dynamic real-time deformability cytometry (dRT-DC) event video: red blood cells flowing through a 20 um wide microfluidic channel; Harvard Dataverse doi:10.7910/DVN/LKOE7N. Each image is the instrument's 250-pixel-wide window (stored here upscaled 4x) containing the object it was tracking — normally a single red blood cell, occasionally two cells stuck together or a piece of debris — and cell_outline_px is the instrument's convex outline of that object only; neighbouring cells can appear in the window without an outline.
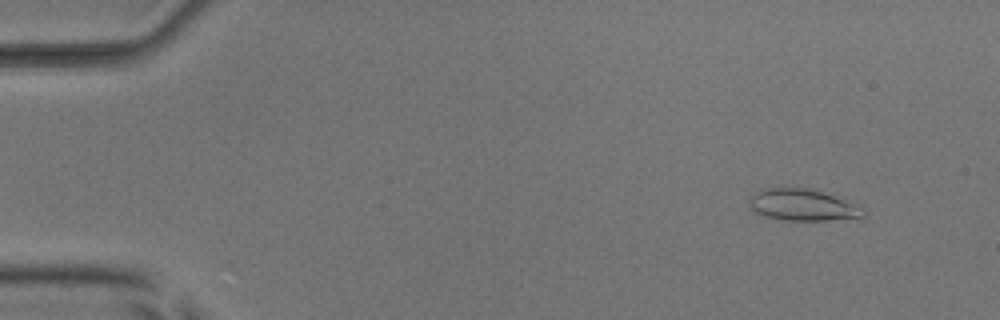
{"species": "common noctule bat (a hibernating species)", "species_latin": "Nyctalus noctula", "temperature_condition": "room temperature", "stored_images_in_passage": 50, "camera_frame_rate_fps": 3000, "um_per_image_px": 0.085, "animal": {"sex": "male", "body_mass_g": 17.9, "forearm_length_mm": 54.2}, "frame": {"image": 1, "passage_image": 5, "time_ms": 1.333, "image_size_px": [1000, 320], "cell_outline_px": [[864, 216], [860, 220], [780, 220], [764, 216], [756, 212], [752, 208], [748, 200], [760, 188], [780, 184], [808, 188], [844, 196], [864, 212]], "centroid_in_image_um": [68.25, 17.38], "position_along_channel_um": 16.7, "area_um2": 22.25}}
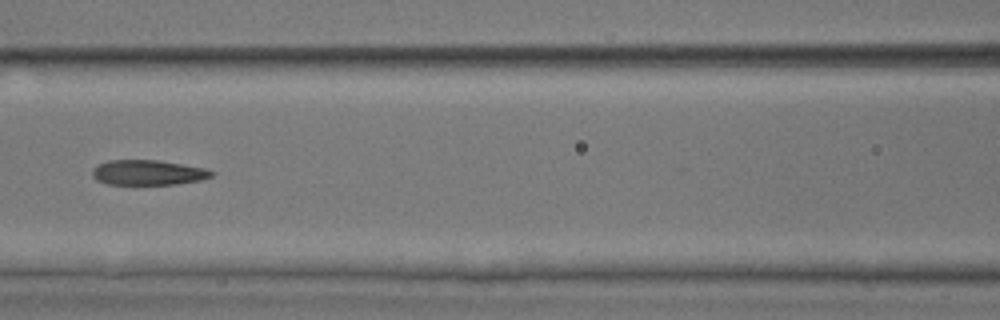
{"frame": {"image": 2, "passage_image": 24, "time_ms": 7.667, "image_size_px": [1000, 320], "cell_outline_px": [[216, 172], [212, 176], [200, 180], [176, 184], [108, 184], [96, 180], [92, 176], [92, 168], [108, 160], [156, 160], [204, 168]], "centroid_in_image_um": [12.56, 14.67], "position_along_channel_um": 154.0, "area_um2": 17.28}}
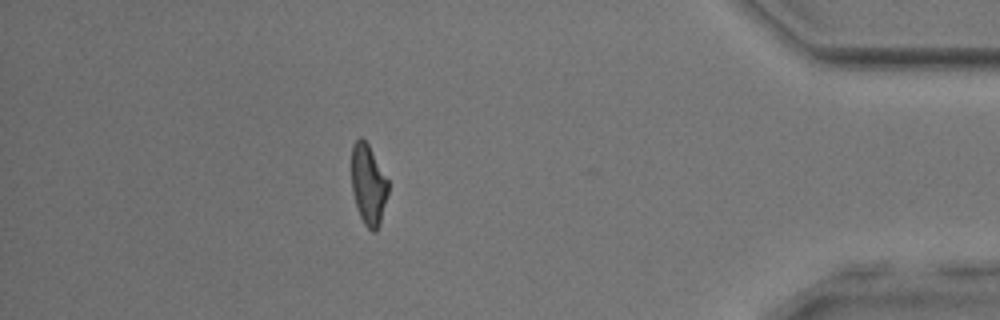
{"frame": {"image": 3, "passage_image": 46, "time_ms": 15.0, "image_size_px": [1000, 320], "cell_outline_px": [[388, 192], [380, 224], [376, 232], [372, 232], [364, 224], [356, 208], [352, 192], [352, 144], [360, 136], [368, 144], [388, 180]], "centroid_in_image_um": [31.3, 15.72], "position_along_channel_um": 403.9, "area_um2": 17.17}}